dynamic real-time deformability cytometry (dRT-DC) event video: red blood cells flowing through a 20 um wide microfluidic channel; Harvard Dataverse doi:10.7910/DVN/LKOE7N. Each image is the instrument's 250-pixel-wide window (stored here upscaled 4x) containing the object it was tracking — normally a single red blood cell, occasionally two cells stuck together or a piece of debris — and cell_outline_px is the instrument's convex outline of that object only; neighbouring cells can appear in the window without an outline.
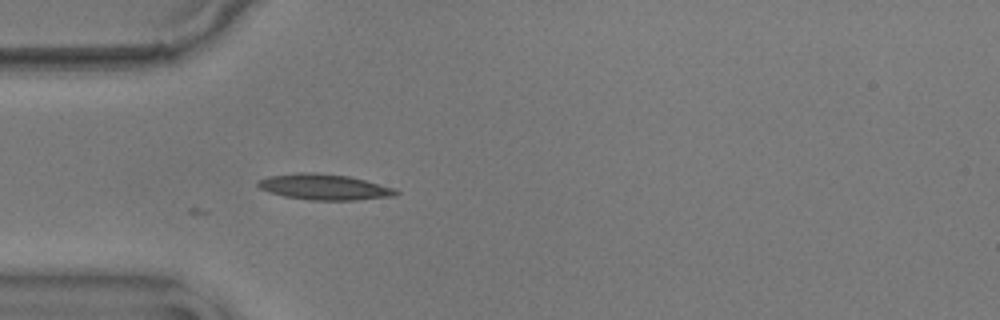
{"species": "common noctule bat (a hibernating species)", "species_latin": "Nyctalus noctula", "temperature_condition": "warm", "stored_images_in_passage": 7, "camera_frame_rate_fps": 3000, "um_per_image_px": 0.085, "animal": {"sex": "male", "body_mass_g": 17.9}, "frame": {"image": 1, "passage_image": 7, "time_ms": 2.0, "image_size_px": [1000, 320], "cell_outline_px": [[400, 192], [396, 196], [356, 200], [312, 200], [284, 196], [268, 192], [260, 188], [256, 184], [256, 180], [268, 176], [296, 172], [316, 172], [348, 176], [364, 180], [392, 188]], "centroid_in_image_um": [27.5, 15.89], "position_along_channel_um": 57.5, "area_um2": 20.75}}